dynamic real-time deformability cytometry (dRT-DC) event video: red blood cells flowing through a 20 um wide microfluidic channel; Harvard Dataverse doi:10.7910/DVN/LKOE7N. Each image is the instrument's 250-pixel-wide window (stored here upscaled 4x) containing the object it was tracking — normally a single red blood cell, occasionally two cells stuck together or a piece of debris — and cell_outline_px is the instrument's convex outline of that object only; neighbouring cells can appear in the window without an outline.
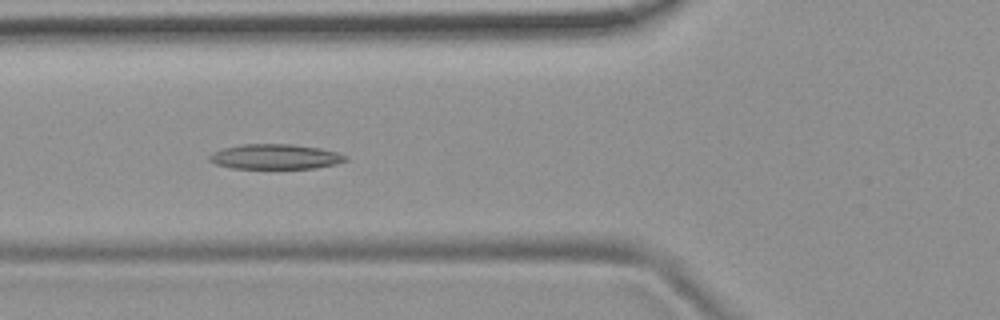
{"species": "common noctule bat (a hibernating species)", "species_latin": "Nyctalus noctula", "temperature_condition": "room temperature", "stored_images_in_passage": 53, "camera_frame_rate_fps": 3000, "um_per_image_px": 0.085, "animal": {"sex": "female", "body_mass_g": 19.9}, "frame": {"image": 1, "passage_image": 20, "time_ms": 6.333, "image_size_px": [1000, 320], "cell_outline_px": [[348, 160], [336, 164], [316, 168], [232, 168], [216, 164], [208, 160], [208, 156], [212, 152], [224, 148], [240, 144], [292, 144], [320, 148], [336, 152], [348, 156]], "centroid_in_image_um": [23.4, 13.31], "position_along_channel_um": 102.4, "area_um2": 19.88}}
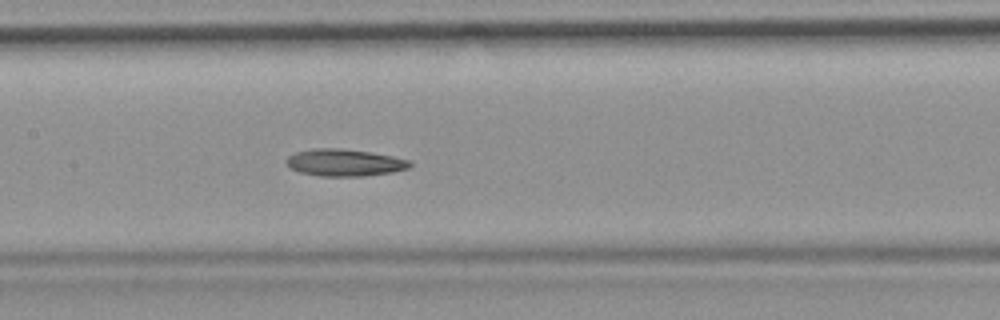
{"frame": {"image": 2, "passage_image": 26, "time_ms": 8.333, "image_size_px": [1000, 320], "cell_outline_px": [[412, 164], [408, 168], [392, 172], [364, 176], [320, 176], [300, 172], [292, 168], [284, 160], [288, 156], [296, 152], [312, 148], [340, 148], [372, 152], [412, 160]], "centroid_in_image_um": [29.3, 13.81], "position_along_channel_um": 178.1, "area_um2": 19.54}}
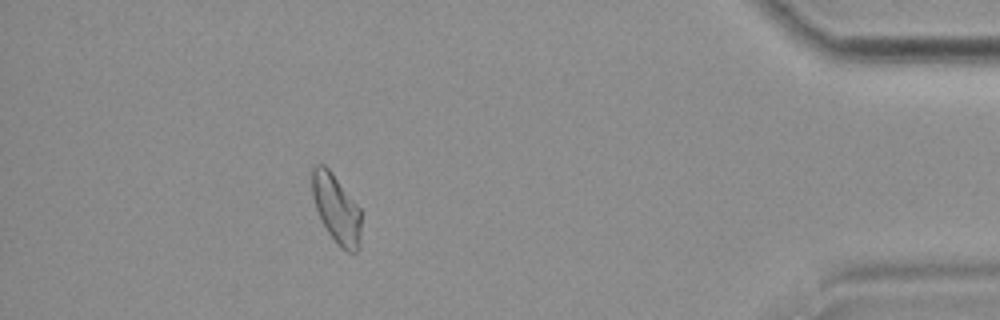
{"frame": {"image": 3, "passage_image": 48, "time_ms": 15.667, "image_size_px": [1000, 320], "cell_outline_px": [[360, 248], [356, 252], [348, 252], [340, 248], [336, 244], [328, 232], [316, 208], [312, 196], [312, 168], [316, 164], [324, 164], [332, 172], [360, 208]], "centroid_in_image_um": [28.59, 17.75], "position_along_channel_um": 406.6, "area_um2": 19.59}}